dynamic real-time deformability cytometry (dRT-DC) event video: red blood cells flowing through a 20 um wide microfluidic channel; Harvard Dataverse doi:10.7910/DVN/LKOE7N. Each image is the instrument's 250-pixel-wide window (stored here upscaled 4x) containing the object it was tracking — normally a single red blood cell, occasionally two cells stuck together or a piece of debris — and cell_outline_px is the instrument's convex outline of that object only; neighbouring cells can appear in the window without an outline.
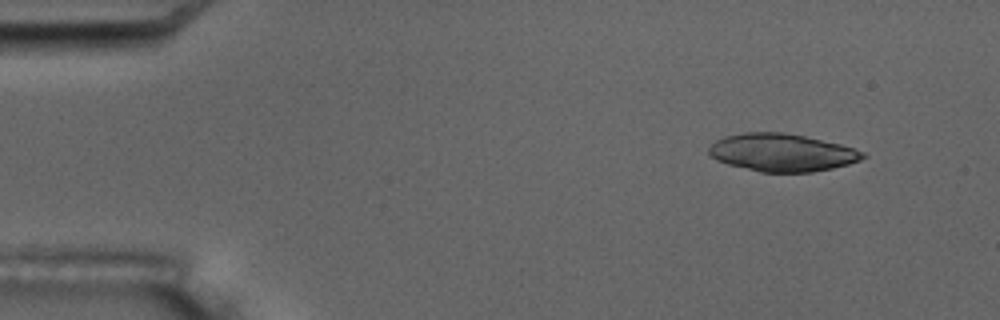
{"species": "common noctule bat (a hibernating species)", "species_latin": "Nyctalus noctula", "temperature_condition": "room temperature", "stored_images_in_passage": 5, "camera_frame_rate_fps": 3000, "um_per_image_px": 0.085, "animal": {"sex": "male", "body_mass_g": 17.5, "forearm_length_mm": 52.3}, "frame": {"image": 1, "passage_image": 2, "time_ms": 1.333, "image_size_px": [1000, 320], "cell_outline_px": [[868, 156], [860, 160], [848, 164], [832, 168], [812, 172], [760, 172], [728, 164], [716, 160], [708, 152], [708, 148], [716, 140], [724, 136], [744, 132], [784, 132], [804, 136], [840, 144], [864, 152]], "centroid_in_image_um": [66.45, 12.96], "position_along_channel_um": 18.5, "area_um2": 33.76}}